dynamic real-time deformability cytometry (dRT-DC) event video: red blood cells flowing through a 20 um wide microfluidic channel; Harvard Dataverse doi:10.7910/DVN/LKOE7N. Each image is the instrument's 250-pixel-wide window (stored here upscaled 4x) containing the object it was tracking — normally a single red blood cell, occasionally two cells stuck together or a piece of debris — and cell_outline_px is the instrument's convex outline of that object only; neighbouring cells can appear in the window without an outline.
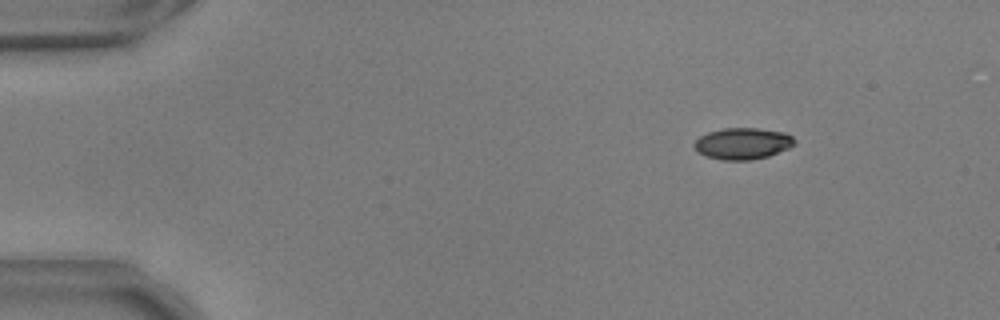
{"species": "common noctule bat (a hibernating species)", "species_latin": "Nyctalus noctula", "temperature_condition": "warm", "stored_images_in_passage": 57, "camera_frame_rate_fps": 3000, "um_per_image_px": 0.085, "animal": {"sex": "male", "body_mass_g": 17.9, "forearm_length_mm": 54.2}, "frame": {"image": 1, "passage_image": 8, "time_ms": 2.333, "image_size_px": [1000, 320], "cell_outline_px": [[796, 144], [788, 148], [768, 156], [752, 160], [724, 160], [708, 156], [696, 152], [692, 144], [700, 136], [708, 132], [724, 128], [760, 128], [784, 132], [792, 136], [796, 140]], "centroid_in_image_um": [63.13, 12.19], "position_along_channel_um": 21.9, "area_um2": 18.5}}
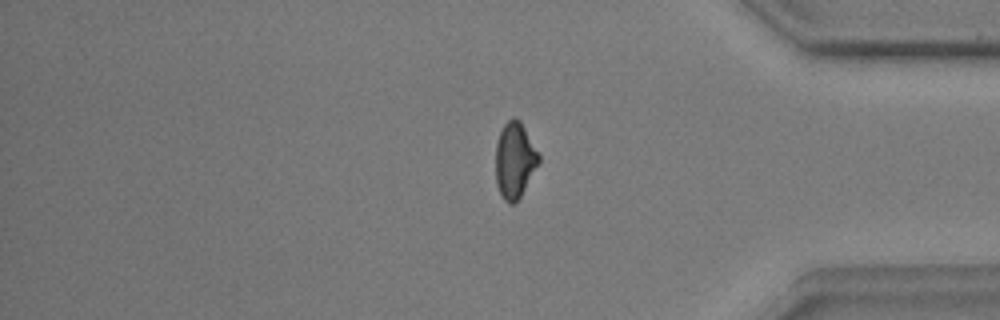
{"frame": {"image": 2, "passage_image": 47, "time_ms": 15.333, "image_size_px": [1000, 320], "cell_outline_px": [[540, 160], [516, 204], [508, 204], [504, 200], [496, 184], [496, 144], [500, 132], [504, 124], [512, 116], [516, 116], [520, 120], [540, 156]], "centroid_in_image_um": [43.74, 13.61], "position_along_channel_um": 391.5, "area_um2": 18.96}}
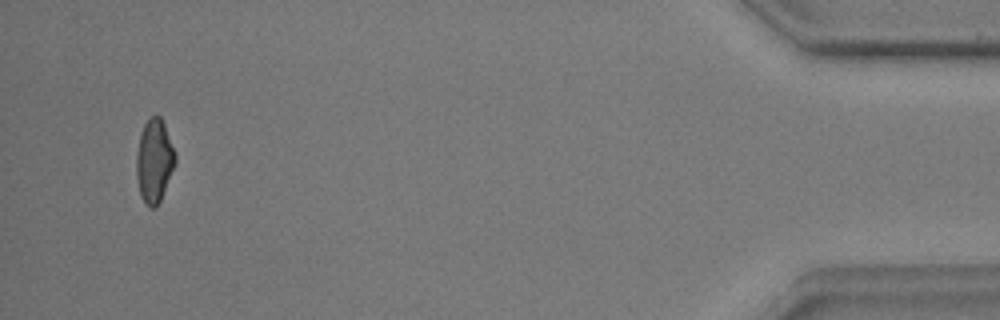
{"frame": {"image": 3, "passage_image": 54, "time_ms": 17.667, "image_size_px": [1000, 320], "cell_outline_px": [[176, 164], [160, 200], [156, 208], [148, 208], [144, 204], [140, 196], [136, 176], [136, 152], [140, 132], [144, 124], [152, 116], [160, 116], [164, 124], [176, 152]], "centroid_in_image_um": [13.1, 13.7], "position_along_channel_um": 422.1, "area_um2": 19.19}}